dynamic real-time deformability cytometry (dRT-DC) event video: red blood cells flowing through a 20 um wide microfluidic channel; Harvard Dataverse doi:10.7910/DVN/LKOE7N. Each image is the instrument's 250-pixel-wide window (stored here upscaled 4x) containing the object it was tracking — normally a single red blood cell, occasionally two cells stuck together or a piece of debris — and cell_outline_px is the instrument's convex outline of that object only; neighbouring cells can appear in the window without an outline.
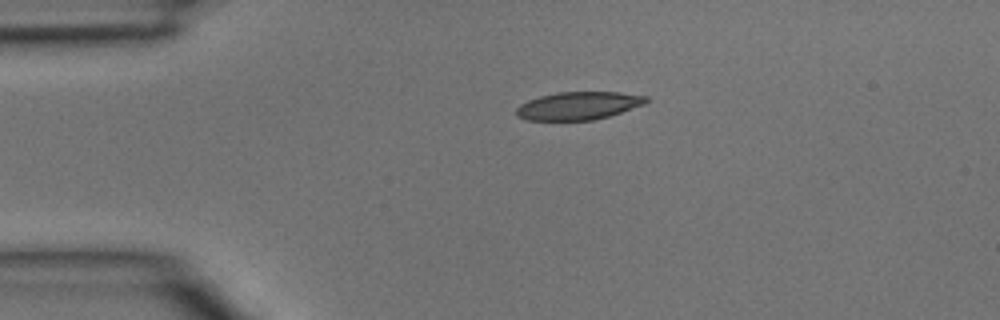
{"species": "common noctule bat (a hibernating species)", "species_latin": "Nyctalus noctula", "temperature_condition": "room temperature", "stored_images_in_passage": 3, "camera_frame_rate_fps": 3000, "um_per_image_px": 0.085, "animal": {"sex": "male", "body_mass_g": 15.6}, "frame": {"image": 1, "passage_image": 1, "time_ms": 0.0, "image_size_px": [1000, 320], "cell_outline_px": [[648, 100], [644, 104], [608, 116], [592, 120], [528, 120], [516, 116], [516, 108], [520, 104], [528, 100], [540, 96], [556, 92], [620, 92], [648, 96]], "centroid_in_image_um": [49.14, 8.98], "position_along_channel_um": 35.9, "area_um2": 21.04}}